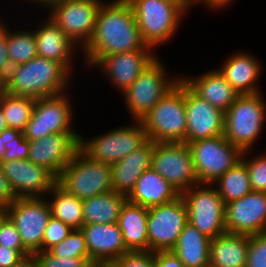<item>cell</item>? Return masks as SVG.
Listing matches in <instances>:
<instances>
[{"instance_id": "1", "label": "cell", "mask_w": 266, "mask_h": 267, "mask_svg": "<svg viewBox=\"0 0 266 267\" xmlns=\"http://www.w3.org/2000/svg\"><path fill=\"white\" fill-rule=\"evenodd\" d=\"M131 5L127 0L102 3L93 35L81 49L86 65L94 67L104 56L144 49Z\"/></svg>"}, {"instance_id": "2", "label": "cell", "mask_w": 266, "mask_h": 267, "mask_svg": "<svg viewBox=\"0 0 266 267\" xmlns=\"http://www.w3.org/2000/svg\"><path fill=\"white\" fill-rule=\"evenodd\" d=\"M71 76L61 63L36 56L29 62L12 66L3 82L4 91L34 99L55 96L67 92Z\"/></svg>"}, {"instance_id": "3", "label": "cell", "mask_w": 266, "mask_h": 267, "mask_svg": "<svg viewBox=\"0 0 266 267\" xmlns=\"http://www.w3.org/2000/svg\"><path fill=\"white\" fill-rule=\"evenodd\" d=\"M147 139L154 143H186V108L182 78L141 120Z\"/></svg>"}, {"instance_id": "4", "label": "cell", "mask_w": 266, "mask_h": 267, "mask_svg": "<svg viewBox=\"0 0 266 267\" xmlns=\"http://www.w3.org/2000/svg\"><path fill=\"white\" fill-rule=\"evenodd\" d=\"M261 93L239 95L225 112L224 137L242 151L253 148L266 121Z\"/></svg>"}, {"instance_id": "5", "label": "cell", "mask_w": 266, "mask_h": 267, "mask_svg": "<svg viewBox=\"0 0 266 267\" xmlns=\"http://www.w3.org/2000/svg\"><path fill=\"white\" fill-rule=\"evenodd\" d=\"M143 41L153 49L173 38L186 13L168 0H127ZM182 18V19H181Z\"/></svg>"}, {"instance_id": "6", "label": "cell", "mask_w": 266, "mask_h": 267, "mask_svg": "<svg viewBox=\"0 0 266 267\" xmlns=\"http://www.w3.org/2000/svg\"><path fill=\"white\" fill-rule=\"evenodd\" d=\"M57 183L78 199L91 198L113 190L112 165L95 161L78 149Z\"/></svg>"}, {"instance_id": "7", "label": "cell", "mask_w": 266, "mask_h": 267, "mask_svg": "<svg viewBox=\"0 0 266 267\" xmlns=\"http://www.w3.org/2000/svg\"><path fill=\"white\" fill-rule=\"evenodd\" d=\"M156 57L139 77L124 91V100L133 122L141 121L148 112L181 79L168 77L165 64Z\"/></svg>"}, {"instance_id": "8", "label": "cell", "mask_w": 266, "mask_h": 267, "mask_svg": "<svg viewBox=\"0 0 266 267\" xmlns=\"http://www.w3.org/2000/svg\"><path fill=\"white\" fill-rule=\"evenodd\" d=\"M199 183L213 184L241 161L243 151L224 135L188 143Z\"/></svg>"}, {"instance_id": "9", "label": "cell", "mask_w": 266, "mask_h": 267, "mask_svg": "<svg viewBox=\"0 0 266 267\" xmlns=\"http://www.w3.org/2000/svg\"><path fill=\"white\" fill-rule=\"evenodd\" d=\"M214 184L198 183L182 195L188 222L210 239L226 233L225 203Z\"/></svg>"}, {"instance_id": "10", "label": "cell", "mask_w": 266, "mask_h": 267, "mask_svg": "<svg viewBox=\"0 0 266 267\" xmlns=\"http://www.w3.org/2000/svg\"><path fill=\"white\" fill-rule=\"evenodd\" d=\"M93 137L79 139V149L89 158L112 165L141 147L148 139L141 121Z\"/></svg>"}, {"instance_id": "11", "label": "cell", "mask_w": 266, "mask_h": 267, "mask_svg": "<svg viewBox=\"0 0 266 267\" xmlns=\"http://www.w3.org/2000/svg\"><path fill=\"white\" fill-rule=\"evenodd\" d=\"M102 3V0H56L47 9H50L49 18L78 45V49H83L93 35Z\"/></svg>"}, {"instance_id": "12", "label": "cell", "mask_w": 266, "mask_h": 267, "mask_svg": "<svg viewBox=\"0 0 266 267\" xmlns=\"http://www.w3.org/2000/svg\"><path fill=\"white\" fill-rule=\"evenodd\" d=\"M188 223V209L180 195L173 201L148 208L149 251L172 250Z\"/></svg>"}, {"instance_id": "13", "label": "cell", "mask_w": 266, "mask_h": 267, "mask_svg": "<svg viewBox=\"0 0 266 267\" xmlns=\"http://www.w3.org/2000/svg\"><path fill=\"white\" fill-rule=\"evenodd\" d=\"M67 93L36 99L30 121L23 131L28 141L44 138L50 134H77L71 124L72 106Z\"/></svg>"}, {"instance_id": "14", "label": "cell", "mask_w": 266, "mask_h": 267, "mask_svg": "<svg viewBox=\"0 0 266 267\" xmlns=\"http://www.w3.org/2000/svg\"><path fill=\"white\" fill-rule=\"evenodd\" d=\"M151 168L180 195L199 183L191 150L185 142L154 143Z\"/></svg>"}, {"instance_id": "15", "label": "cell", "mask_w": 266, "mask_h": 267, "mask_svg": "<svg viewBox=\"0 0 266 267\" xmlns=\"http://www.w3.org/2000/svg\"><path fill=\"white\" fill-rule=\"evenodd\" d=\"M6 209L24 247L32 255L42 251L43 236L51 218L48 201L43 197L16 198Z\"/></svg>"}, {"instance_id": "16", "label": "cell", "mask_w": 266, "mask_h": 267, "mask_svg": "<svg viewBox=\"0 0 266 267\" xmlns=\"http://www.w3.org/2000/svg\"><path fill=\"white\" fill-rule=\"evenodd\" d=\"M186 143L224 135L225 112L198 96L184 82Z\"/></svg>"}, {"instance_id": "17", "label": "cell", "mask_w": 266, "mask_h": 267, "mask_svg": "<svg viewBox=\"0 0 266 267\" xmlns=\"http://www.w3.org/2000/svg\"><path fill=\"white\" fill-rule=\"evenodd\" d=\"M0 166L17 198L46 196L57 183L50 171L28 159L0 161Z\"/></svg>"}, {"instance_id": "18", "label": "cell", "mask_w": 266, "mask_h": 267, "mask_svg": "<svg viewBox=\"0 0 266 267\" xmlns=\"http://www.w3.org/2000/svg\"><path fill=\"white\" fill-rule=\"evenodd\" d=\"M225 229L247 235L266 232V192L251 191L225 204Z\"/></svg>"}, {"instance_id": "19", "label": "cell", "mask_w": 266, "mask_h": 267, "mask_svg": "<svg viewBox=\"0 0 266 267\" xmlns=\"http://www.w3.org/2000/svg\"><path fill=\"white\" fill-rule=\"evenodd\" d=\"M80 134H50L29 141L28 160L42 166L58 178L79 149Z\"/></svg>"}, {"instance_id": "20", "label": "cell", "mask_w": 266, "mask_h": 267, "mask_svg": "<svg viewBox=\"0 0 266 267\" xmlns=\"http://www.w3.org/2000/svg\"><path fill=\"white\" fill-rule=\"evenodd\" d=\"M152 49L147 45L141 50L104 56L95 67L100 68L109 82L124 92L157 57Z\"/></svg>"}, {"instance_id": "21", "label": "cell", "mask_w": 266, "mask_h": 267, "mask_svg": "<svg viewBox=\"0 0 266 267\" xmlns=\"http://www.w3.org/2000/svg\"><path fill=\"white\" fill-rule=\"evenodd\" d=\"M80 230L84 234L90 261H115L126 249L122 231L117 223L84 224Z\"/></svg>"}, {"instance_id": "22", "label": "cell", "mask_w": 266, "mask_h": 267, "mask_svg": "<svg viewBox=\"0 0 266 267\" xmlns=\"http://www.w3.org/2000/svg\"><path fill=\"white\" fill-rule=\"evenodd\" d=\"M38 29V30H37ZM34 31L37 56L61 63L70 73L75 44L49 17Z\"/></svg>"}, {"instance_id": "23", "label": "cell", "mask_w": 266, "mask_h": 267, "mask_svg": "<svg viewBox=\"0 0 266 267\" xmlns=\"http://www.w3.org/2000/svg\"><path fill=\"white\" fill-rule=\"evenodd\" d=\"M154 142L147 140L141 147L112 164L113 190L128 196L142 173L151 168Z\"/></svg>"}, {"instance_id": "24", "label": "cell", "mask_w": 266, "mask_h": 267, "mask_svg": "<svg viewBox=\"0 0 266 267\" xmlns=\"http://www.w3.org/2000/svg\"><path fill=\"white\" fill-rule=\"evenodd\" d=\"M223 63L218 70L239 95L261 93L257 81L262 67L257 57L244 51L236 52Z\"/></svg>"}, {"instance_id": "25", "label": "cell", "mask_w": 266, "mask_h": 267, "mask_svg": "<svg viewBox=\"0 0 266 267\" xmlns=\"http://www.w3.org/2000/svg\"><path fill=\"white\" fill-rule=\"evenodd\" d=\"M181 78L198 96L223 112H226L239 96L218 69L205 72L196 78Z\"/></svg>"}, {"instance_id": "26", "label": "cell", "mask_w": 266, "mask_h": 267, "mask_svg": "<svg viewBox=\"0 0 266 267\" xmlns=\"http://www.w3.org/2000/svg\"><path fill=\"white\" fill-rule=\"evenodd\" d=\"M180 194L157 171L152 168L144 171L137 180L127 201L150 208L173 201Z\"/></svg>"}, {"instance_id": "27", "label": "cell", "mask_w": 266, "mask_h": 267, "mask_svg": "<svg viewBox=\"0 0 266 267\" xmlns=\"http://www.w3.org/2000/svg\"><path fill=\"white\" fill-rule=\"evenodd\" d=\"M147 217L146 207L129 201L122 206L117 224L129 252H149Z\"/></svg>"}, {"instance_id": "28", "label": "cell", "mask_w": 266, "mask_h": 267, "mask_svg": "<svg viewBox=\"0 0 266 267\" xmlns=\"http://www.w3.org/2000/svg\"><path fill=\"white\" fill-rule=\"evenodd\" d=\"M249 235L223 233L210 242L209 267H245Z\"/></svg>"}, {"instance_id": "29", "label": "cell", "mask_w": 266, "mask_h": 267, "mask_svg": "<svg viewBox=\"0 0 266 267\" xmlns=\"http://www.w3.org/2000/svg\"><path fill=\"white\" fill-rule=\"evenodd\" d=\"M210 242V238L188 222L171 251L185 267H209Z\"/></svg>"}, {"instance_id": "30", "label": "cell", "mask_w": 266, "mask_h": 267, "mask_svg": "<svg viewBox=\"0 0 266 267\" xmlns=\"http://www.w3.org/2000/svg\"><path fill=\"white\" fill-rule=\"evenodd\" d=\"M83 201L84 224L117 223L127 196L111 190Z\"/></svg>"}, {"instance_id": "31", "label": "cell", "mask_w": 266, "mask_h": 267, "mask_svg": "<svg viewBox=\"0 0 266 267\" xmlns=\"http://www.w3.org/2000/svg\"><path fill=\"white\" fill-rule=\"evenodd\" d=\"M47 195H52L47 200L51 216L61 220L72 229H80L84 225L83 201L75 195L68 193L56 183Z\"/></svg>"}, {"instance_id": "32", "label": "cell", "mask_w": 266, "mask_h": 267, "mask_svg": "<svg viewBox=\"0 0 266 267\" xmlns=\"http://www.w3.org/2000/svg\"><path fill=\"white\" fill-rule=\"evenodd\" d=\"M213 184H216L217 192L225 204L240 199L253 191L248 168L242 160L219 177Z\"/></svg>"}, {"instance_id": "33", "label": "cell", "mask_w": 266, "mask_h": 267, "mask_svg": "<svg viewBox=\"0 0 266 267\" xmlns=\"http://www.w3.org/2000/svg\"><path fill=\"white\" fill-rule=\"evenodd\" d=\"M36 99L19 96L2 91L0 94V108L7 122V127L23 132L30 121Z\"/></svg>"}, {"instance_id": "34", "label": "cell", "mask_w": 266, "mask_h": 267, "mask_svg": "<svg viewBox=\"0 0 266 267\" xmlns=\"http://www.w3.org/2000/svg\"><path fill=\"white\" fill-rule=\"evenodd\" d=\"M7 53L11 66L29 62L37 56L34 31L7 32Z\"/></svg>"}, {"instance_id": "35", "label": "cell", "mask_w": 266, "mask_h": 267, "mask_svg": "<svg viewBox=\"0 0 266 267\" xmlns=\"http://www.w3.org/2000/svg\"><path fill=\"white\" fill-rule=\"evenodd\" d=\"M29 152V141L24 138V134L20 130L6 128L0 134L1 161L25 160L28 159Z\"/></svg>"}, {"instance_id": "36", "label": "cell", "mask_w": 266, "mask_h": 267, "mask_svg": "<svg viewBox=\"0 0 266 267\" xmlns=\"http://www.w3.org/2000/svg\"><path fill=\"white\" fill-rule=\"evenodd\" d=\"M56 257H89L84 234L80 229L72 232L49 250Z\"/></svg>"}, {"instance_id": "37", "label": "cell", "mask_w": 266, "mask_h": 267, "mask_svg": "<svg viewBox=\"0 0 266 267\" xmlns=\"http://www.w3.org/2000/svg\"><path fill=\"white\" fill-rule=\"evenodd\" d=\"M251 150L243 151L241 160L246 164L253 191L266 192V154L246 158Z\"/></svg>"}, {"instance_id": "38", "label": "cell", "mask_w": 266, "mask_h": 267, "mask_svg": "<svg viewBox=\"0 0 266 267\" xmlns=\"http://www.w3.org/2000/svg\"><path fill=\"white\" fill-rule=\"evenodd\" d=\"M37 267H91L89 257H56L50 251L33 254Z\"/></svg>"}, {"instance_id": "39", "label": "cell", "mask_w": 266, "mask_h": 267, "mask_svg": "<svg viewBox=\"0 0 266 267\" xmlns=\"http://www.w3.org/2000/svg\"><path fill=\"white\" fill-rule=\"evenodd\" d=\"M245 267H266V232L249 235Z\"/></svg>"}, {"instance_id": "40", "label": "cell", "mask_w": 266, "mask_h": 267, "mask_svg": "<svg viewBox=\"0 0 266 267\" xmlns=\"http://www.w3.org/2000/svg\"><path fill=\"white\" fill-rule=\"evenodd\" d=\"M72 228L61 220L51 216L42 241V251H49L53 246L64 240L71 232Z\"/></svg>"}, {"instance_id": "41", "label": "cell", "mask_w": 266, "mask_h": 267, "mask_svg": "<svg viewBox=\"0 0 266 267\" xmlns=\"http://www.w3.org/2000/svg\"><path fill=\"white\" fill-rule=\"evenodd\" d=\"M0 245L16 249L17 251H28L22 242L21 236L14 223L7 216L0 225Z\"/></svg>"}, {"instance_id": "42", "label": "cell", "mask_w": 266, "mask_h": 267, "mask_svg": "<svg viewBox=\"0 0 266 267\" xmlns=\"http://www.w3.org/2000/svg\"><path fill=\"white\" fill-rule=\"evenodd\" d=\"M115 262L119 267H156L153 252H129Z\"/></svg>"}, {"instance_id": "43", "label": "cell", "mask_w": 266, "mask_h": 267, "mask_svg": "<svg viewBox=\"0 0 266 267\" xmlns=\"http://www.w3.org/2000/svg\"><path fill=\"white\" fill-rule=\"evenodd\" d=\"M6 27L8 28L0 20V80L3 82L7 79L12 68L7 53V32L9 30Z\"/></svg>"}, {"instance_id": "44", "label": "cell", "mask_w": 266, "mask_h": 267, "mask_svg": "<svg viewBox=\"0 0 266 267\" xmlns=\"http://www.w3.org/2000/svg\"><path fill=\"white\" fill-rule=\"evenodd\" d=\"M29 255H32L29 251H17L0 245V267H11Z\"/></svg>"}, {"instance_id": "45", "label": "cell", "mask_w": 266, "mask_h": 267, "mask_svg": "<svg viewBox=\"0 0 266 267\" xmlns=\"http://www.w3.org/2000/svg\"><path fill=\"white\" fill-rule=\"evenodd\" d=\"M156 267H185L177 255L169 251L153 252Z\"/></svg>"}, {"instance_id": "46", "label": "cell", "mask_w": 266, "mask_h": 267, "mask_svg": "<svg viewBox=\"0 0 266 267\" xmlns=\"http://www.w3.org/2000/svg\"><path fill=\"white\" fill-rule=\"evenodd\" d=\"M17 197L15 196L8 179L4 176L0 166V206H8Z\"/></svg>"}, {"instance_id": "47", "label": "cell", "mask_w": 266, "mask_h": 267, "mask_svg": "<svg viewBox=\"0 0 266 267\" xmlns=\"http://www.w3.org/2000/svg\"><path fill=\"white\" fill-rule=\"evenodd\" d=\"M197 3L201 2L207 5V7L211 8L212 10L214 9H221L223 7H226L230 3L234 2L233 0H196ZM214 8V9H213Z\"/></svg>"}, {"instance_id": "48", "label": "cell", "mask_w": 266, "mask_h": 267, "mask_svg": "<svg viewBox=\"0 0 266 267\" xmlns=\"http://www.w3.org/2000/svg\"><path fill=\"white\" fill-rule=\"evenodd\" d=\"M11 267H37L36 261L33 255L26 256L19 263Z\"/></svg>"}, {"instance_id": "49", "label": "cell", "mask_w": 266, "mask_h": 267, "mask_svg": "<svg viewBox=\"0 0 266 267\" xmlns=\"http://www.w3.org/2000/svg\"><path fill=\"white\" fill-rule=\"evenodd\" d=\"M168 1H171L176 5L180 6L185 12L189 10L191 6L193 5L196 6L197 4L196 0H168Z\"/></svg>"}, {"instance_id": "50", "label": "cell", "mask_w": 266, "mask_h": 267, "mask_svg": "<svg viewBox=\"0 0 266 267\" xmlns=\"http://www.w3.org/2000/svg\"><path fill=\"white\" fill-rule=\"evenodd\" d=\"M91 267H119L115 261H96Z\"/></svg>"}, {"instance_id": "51", "label": "cell", "mask_w": 266, "mask_h": 267, "mask_svg": "<svg viewBox=\"0 0 266 267\" xmlns=\"http://www.w3.org/2000/svg\"><path fill=\"white\" fill-rule=\"evenodd\" d=\"M7 127V122L6 119L4 117V114L0 108V134L6 129Z\"/></svg>"}, {"instance_id": "52", "label": "cell", "mask_w": 266, "mask_h": 267, "mask_svg": "<svg viewBox=\"0 0 266 267\" xmlns=\"http://www.w3.org/2000/svg\"><path fill=\"white\" fill-rule=\"evenodd\" d=\"M32 2L33 4H39L40 6L42 5V7H47L51 2H54L56 0H27Z\"/></svg>"}, {"instance_id": "53", "label": "cell", "mask_w": 266, "mask_h": 267, "mask_svg": "<svg viewBox=\"0 0 266 267\" xmlns=\"http://www.w3.org/2000/svg\"><path fill=\"white\" fill-rule=\"evenodd\" d=\"M7 217V209L6 206H0V225L3 220Z\"/></svg>"}, {"instance_id": "54", "label": "cell", "mask_w": 266, "mask_h": 267, "mask_svg": "<svg viewBox=\"0 0 266 267\" xmlns=\"http://www.w3.org/2000/svg\"><path fill=\"white\" fill-rule=\"evenodd\" d=\"M3 90H4V84L3 81L0 80V94L2 93Z\"/></svg>"}]
</instances>
